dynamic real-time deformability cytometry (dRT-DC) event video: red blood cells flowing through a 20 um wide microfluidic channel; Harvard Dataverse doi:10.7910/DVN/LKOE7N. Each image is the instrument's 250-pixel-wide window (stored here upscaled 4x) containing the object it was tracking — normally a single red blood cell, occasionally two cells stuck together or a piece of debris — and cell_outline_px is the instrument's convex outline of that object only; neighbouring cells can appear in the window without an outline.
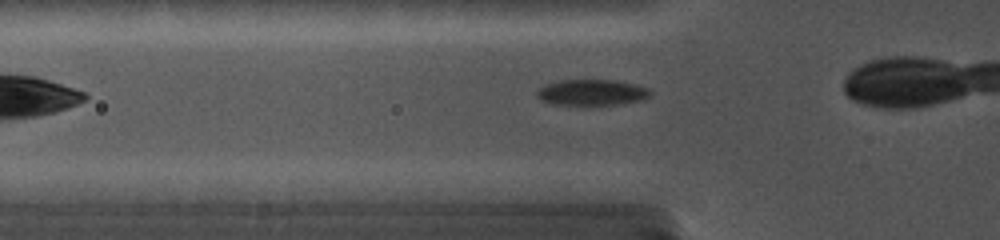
{"species": "common noctule bat (a hibernating species)", "species_latin": "Nyctalus noctula", "temperature_condition": "cold", "stored_images_in_passage": 6, "camera_frame_rate_fps": 5000, "um_per_image_px": 0.085, "animal": {"sex": "female", "body_mass_g": 19.0, "forearm_length_mm": 56.7}, "frame": {"image": 1, "passage_image": 3, "time_ms": 1.2, "image_size_px": [1000, 240], "cell_outline_px": [[652, 96], [640, 100], [616, 104], [552, 104], [540, 100], [536, 96], [536, 92], [544, 84], [560, 80], [616, 80], [636, 84], [648, 88], [652, 92]], "centroid_in_image_um": [50.3, 7.84], "position_along_channel_um": 75.5, "area_um2": 17.11}}
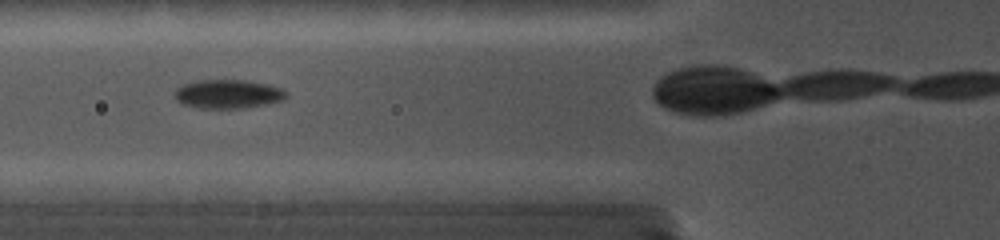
{"frame": {"image": 2, "passage_image": 4, "time_ms": 2.0, "image_size_px": [1000, 240], "cell_outline_px": [[288, 96], [284, 100], [268, 104], [244, 108], [200, 108], [180, 104], [176, 100], [176, 88], [180, 84], [200, 80], [244, 80], [264, 84], [280, 88]], "centroid_in_image_um": [19.34, 8.0], "position_along_channel_um": 106.5, "area_um2": 18.73}}